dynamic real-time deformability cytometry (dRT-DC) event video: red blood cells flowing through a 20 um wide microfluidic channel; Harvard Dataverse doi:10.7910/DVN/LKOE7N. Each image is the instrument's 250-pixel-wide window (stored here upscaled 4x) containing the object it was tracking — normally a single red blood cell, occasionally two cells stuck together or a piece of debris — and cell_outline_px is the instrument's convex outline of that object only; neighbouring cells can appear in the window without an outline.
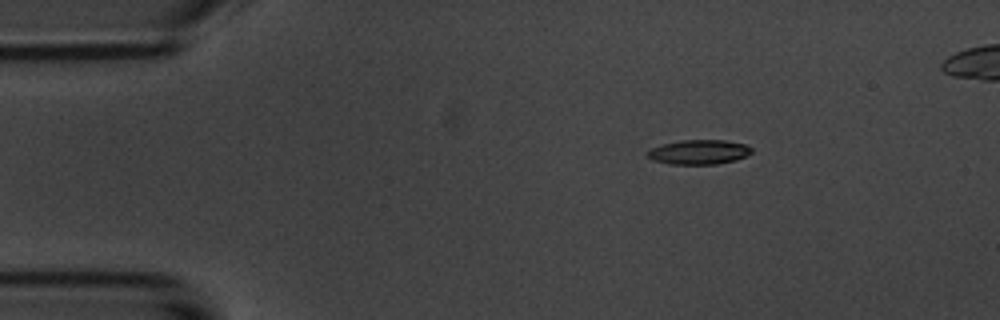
{"species": "common noctule bat (a hibernating species)", "species_latin": "Nyctalus noctula", "temperature_condition": "room temperature", "stored_images_in_passage": 46, "camera_frame_rate_fps": 3000, "um_per_image_px": 0.085, "animal": {"sex": "male", "body_mass_g": 20.1, "forearm_length_mm": 53.5}, "frame": {"image": 1, "passage_image": 1, "time_ms": 0.0, "image_size_px": [1000, 320], "cell_outline_px": [[752, 152], [736, 160], [716, 164], [672, 164], [652, 160], [644, 152], [652, 148], [664, 144], [680, 140], [724, 140], [744, 144], [752, 148]], "centroid_in_image_um": [59.39, 12.92], "position_along_channel_um": 25.6, "area_um2": 14.8}}
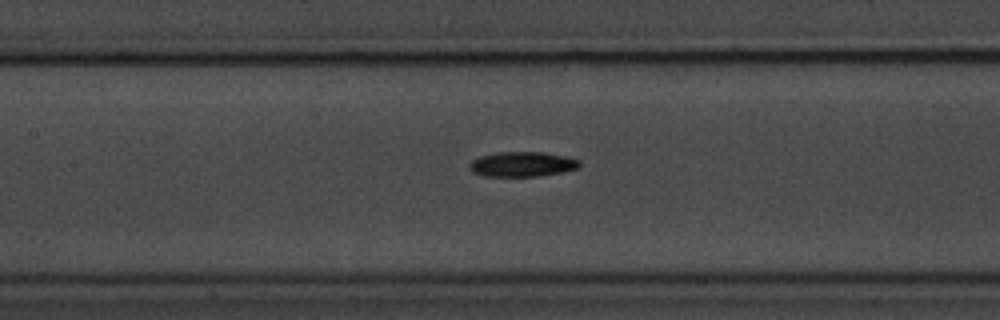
{"frame": {"image": 2, "passage_image": 17, "time_ms": 5.333, "image_size_px": [1000, 320], "cell_outline_px": [[580, 164], [576, 168], [564, 172], [540, 176], [484, 176], [472, 172], [468, 168], [468, 164], [472, 160], [480, 156], [496, 152], [540, 152], [568, 156], [580, 160]], "centroid_in_image_um": [44.37, 13.95], "position_along_channel_um": 163.0, "area_um2": 16.13}}
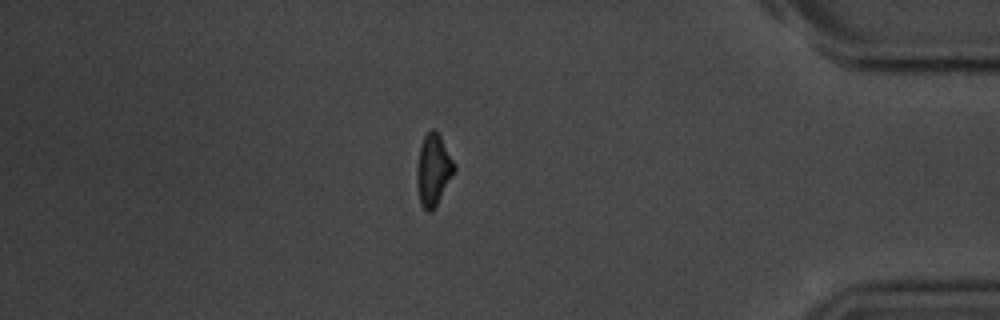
{"frame": {"image": 3, "passage_image": 39, "time_ms": 12.667, "image_size_px": [1000, 320], "cell_outline_px": [[456, 168], [432, 212], [428, 212], [420, 204], [416, 180], [416, 172], [420, 144], [424, 136], [432, 128], [440, 136], [456, 164]], "centroid_in_image_um": [36.82, 14.43], "position_along_channel_um": 398.4, "area_um2": 15.43}, "authors_computed_cell_mechanics": {"area_um2": 15.4037, "velocity_mm_per_s": 3.7023, "shape_relaxation_time_tau1_ms": 2.5474, "shape_relaxation_time_tau2_ms": null, "deformation_change_tau1": 0.1403, "deformation_change_tau2": null}}